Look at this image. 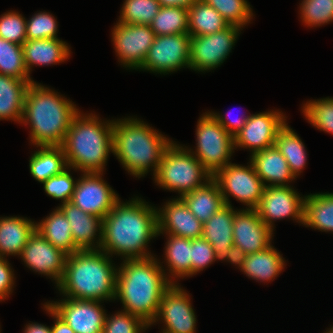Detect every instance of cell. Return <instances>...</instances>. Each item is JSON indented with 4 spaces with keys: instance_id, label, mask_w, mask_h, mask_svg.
I'll list each match as a JSON object with an SVG mask.
<instances>
[{
    "instance_id": "cell-13",
    "label": "cell",
    "mask_w": 333,
    "mask_h": 333,
    "mask_svg": "<svg viewBox=\"0 0 333 333\" xmlns=\"http://www.w3.org/2000/svg\"><path fill=\"white\" fill-rule=\"evenodd\" d=\"M304 200L290 184L289 186H265L259 204L255 208L261 220L272 230L274 222L292 218L304 224Z\"/></svg>"
},
{
    "instance_id": "cell-14",
    "label": "cell",
    "mask_w": 333,
    "mask_h": 333,
    "mask_svg": "<svg viewBox=\"0 0 333 333\" xmlns=\"http://www.w3.org/2000/svg\"><path fill=\"white\" fill-rule=\"evenodd\" d=\"M196 320L190 295L177 282L163 293L157 316L151 325L158 321L164 323L160 333H196Z\"/></svg>"
},
{
    "instance_id": "cell-17",
    "label": "cell",
    "mask_w": 333,
    "mask_h": 333,
    "mask_svg": "<svg viewBox=\"0 0 333 333\" xmlns=\"http://www.w3.org/2000/svg\"><path fill=\"white\" fill-rule=\"evenodd\" d=\"M286 118L279 110L250 114L244 127L234 137L235 150L237 147L246 148L252 155L274 146L277 132L286 123Z\"/></svg>"
},
{
    "instance_id": "cell-18",
    "label": "cell",
    "mask_w": 333,
    "mask_h": 333,
    "mask_svg": "<svg viewBox=\"0 0 333 333\" xmlns=\"http://www.w3.org/2000/svg\"><path fill=\"white\" fill-rule=\"evenodd\" d=\"M19 256L30 270L48 276L56 285L63 277L67 254L48 242L36 229Z\"/></svg>"
},
{
    "instance_id": "cell-32",
    "label": "cell",
    "mask_w": 333,
    "mask_h": 333,
    "mask_svg": "<svg viewBox=\"0 0 333 333\" xmlns=\"http://www.w3.org/2000/svg\"><path fill=\"white\" fill-rule=\"evenodd\" d=\"M303 226L322 232H333V193L305 196Z\"/></svg>"
},
{
    "instance_id": "cell-10",
    "label": "cell",
    "mask_w": 333,
    "mask_h": 333,
    "mask_svg": "<svg viewBox=\"0 0 333 333\" xmlns=\"http://www.w3.org/2000/svg\"><path fill=\"white\" fill-rule=\"evenodd\" d=\"M242 28L229 25L219 32L190 38L189 69L206 72L218 68L232 51Z\"/></svg>"
},
{
    "instance_id": "cell-20",
    "label": "cell",
    "mask_w": 333,
    "mask_h": 333,
    "mask_svg": "<svg viewBox=\"0 0 333 333\" xmlns=\"http://www.w3.org/2000/svg\"><path fill=\"white\" fill-rule=\"evenodd\" d=\"M158 235L171 234L187 239L202 237L203 223L189 210L181 197L170 199L157 208Z\"/></svg>"
},
{
    "instance_id": "cell-26",
    "label": "cell",
    "mask_w": 333,
    "mask_h": 333,
    "mask_svg": "<svg viewBox=\"0 0 333 333\" xmlns=\"http://www.w3.org/2000/svg\"><path fill=\"white\" fill-rule=\"evenodd\" d=\"M32 82L0 74V120L21 123L26 92Z\"/></svg>"
},
{
    "instance_id": "cell-29",
    "label": "cell",
    "mask_w": 333,
    "mask_h": 333,
    "mask_svg": "<svg viewBox=\"0 0 333 333\" xmlns=\"http://www.w3.org/2000/svg\"><path fill=\"white\" fill-rule=\"evenodd\" d=\"M166 235L168 240L165 246L164 260L168 266L167 269L161 267L166 278L172 284H176L178 278L191 277V239L171 234ZM165 270L169 272L166 273ZM173 278H177V280L174 281Z\"/></svg>"
},
{
    "instance_id": "cell-45",
    "label": "cell",
    "mask_w": 333,
    "mask_h": 333,
    "mask_svg": "<svg viewBox=\"0 0 333 333\" xmlns=\"http://www.w3.org/2000/svg\"><path fill=\"white\" fill-rule=\"evenodd\" d=\"M213 246L204 238L191 240V277L216 261Z\"/></svg>"
},
{
    "instance_id": "cell-51",
    "label": "cell",
    "mask_w": 333,
    "mask_h": 333,
    "mask_svg": "<svg viewBox=\"0 0 333 333\" xmlns=\"http://www.w3.org/2000/svg\"><path fill=\"white\" fill-rule=\"evenodd\" d=\"M24 333H51V327L32 322L26 324Z\"/></svg>"
},
{
    "instance_id": "cell-41",
    "label": "cell",
    "mask_w": 333,
    "mask_h": 333,
    "mask_svg": "<svg viewBox=\"0 0 333 333\" xmlns=\"http://www.w3.org/2000/svg\"><path fill=\"white\" fill-rule=\"evenodd\" d=\"M149 327L141 318L118 311L111 316L106 314L102 333H142Z\"/></svg>"
},
{
    "instance_id": "cell-46",
    "label": "cell",
    "mask_w": 333,
    "mask_h": 333,
    "mask_svg": "<svg viewBox=\"0 0 333 333\" xmlns=\"http://www.w3.org/2000/svg\"><path fill=\"white\" fill-rule=\"evenodd\" d=\"M6 258L0 257V302L13 292L15 274Z\"/></svg>"
},
{
    "instance_id": "cell-42",
    "label": "cell",
    "mask_w": 333,
    "mask_h": 333,
    "mask_svg": "<svg viewBox=\"0 0 333 333\" xmlns=\"http://www.w3.org/2000/svg\"><path fill=\"white\" fill-rule=\"evenodd\" d=\"M0 38L22 45L26 40V18L16 11H7L0 16Z\"/></svg>"
},
{
    "instance_id": "cell-4",
    "label": "cell",
    "mask_w": 333,
    "mask_h": 333,
    "mask_svg": "<svg viewBox=\"0 0 333 333\" xmlns=\"http://www.w3.org/2000/svg\"><path fill=\"white\" fill-rule=\"evenodd\" d=\"M106 252L79 250L67 255L63 277L56 285L72 299L115 301L117 266Z\"/></svg>"
},
{
    "instance_id": "cell-8",
    "label": "cell",
    "mask_w": 333,
    "mask_h": 333,
    "mask_svg": "<svg viewBox=\"0 0 333 333\" xmlns=\"http://www.w3.org/2000/svg\"><path fill=\"white\" fill-rule=\"evenodd\" d=\"M195 132V151L191 148L189 150L212 175L231 163V156L235 152L234 137L217 122L210 111L199 117Z\"/></svg>"
},
{
    "instance_id": "cell-47",
    "label": "cell",
    "mask_w": 333,
    "mask_h": 333,
    "mask_svg": "<svg viewBox=\"0 0 333 333\" xmlns=\"http://www.w3.org/2000/svg\"><path fill=\"white\" fill-rule=\"evenodd\" d=\"M217 122L232 136L235 137L236 134L244 127L250 115L244 116L242 114L239 118L232 120L229 116L231 111L227 112L226 115H222L217 112H210Z\"/></svg>"
},
{
    "instance_id": "cell-16",
    "label": "cell",
    "mask_w": 333,
    "mask_h": 333,
    "mask_svg": "<svg viewBox=\"0 0 333 333\" xmlns=\"http://www.w3.org/2000/svg\"><path fill=\"white\" fill-rule=\"evenodd\" d=\"M103 173H83L77 179L71 203L83 211L104 218L120 199L102 179Z\"/></svg>"
},
{
    "instance_id": "cell-36",
    "label": "cell",
    "mask_w": 333,
    "mask_h": 333,
    "mask_svg": "<svg viewBox=\"0 0 333 333\" xmlns=\"http://www.w3.org/2000/svg\"><path fill=\"white\" fill-rule=\"evenodd\" d=\"M0 74L22 80H32L25 66L22 45L0 38Z\"/></svg>"
},
{
    "instance_id": "cell-3",
    "label": "cell",
    "mask_w": 333,
    "mask_h": 333,
    "mask_svg": "<svg viewBox=\"0 0 333 333\" xmlns=\"http://www.w3.org/2000/svg\"><path fill=\"white\" fill-rule=\"evenodd\" d=\"M79 111L72 100L34 81L26 92L21 124L29 125L31 144L37 148L62 146Z\"/></svg>"
},
{
    "instance_id": "cell-33",
    "label": "cell",
    "mask_w": 333,
    "mask_h": 333,
    "mask_svg": "<svg viewBox=\"0 0 333 333\" xmlns=\"http://www.w3.org/2000/svg\"><path fill=\"white\" fill-rule=\"evenodd\" d=\"M229 25L215 8L203 0H197L188 9V34L191 37L213 34Z\"/></svg>"
},
{
    "instance_id": "cell-50",
    "label": "cell",
    "mask_w": 333,
    "mask_h": 333,
    "mask_svg": "<svg viewBox=\"0 0 333 333\" xmlns=\"http://www.w3.org/2000/svg\"><path fill=\"white\" fill-rule=\"evenodd\" d=\"M197 0H158L160 7H182L189 9Z\"/></svg>"
},
{
    "instance_id": "cell-22",
    "label": "cell",
    "mask_w": 333,
    "mask_h": 333,
    "mask_svg": "<svg viewBox=\"0 0 333 333\" xmlns=\"http://www.w3.org/2000/svg\"><path fill=\"white\" fill-rule=\"evenodd\" d=\"M249 160L265 186H289L296 179L275 145L253 153Z\"/></svg>"
},
{
    "instance_id": "cell-31",
    "label": "cell",
    "mask_w": 333,
    "mask_h": 333,
    "mask_svg": "<svg viewBox=\"0 0 333 333\" xmlns=\"http://www.w3.org/2000/svg\"><path fill=\"white\" fill-rule=\"evenodd\" d=\"M67 167L62 146H39L29 159L30 174L41 184Z\"/></svg>"
},
{
    "instance_id": "cell-21",
    "label": "cell",
    "mask_w": 333,
    "mask_h": 333,
    "mask_svg": "<svg viewBox=\"0 0 333 333\" xmlns=\"http://www.w3.org/2000/svg\"><path fill=\"white\" fill-rule=\"evenodd\" d=\"M58 207L70 223L75 246L79 250L100 249L103 219L83 211L70 201Z\"/></svg>"
},
{
    "instance_id": "cell-34",
    "label": "cell",
    "mask_w": 333,
    "mask_h": 333,
    "mask_svg": "<svg viewBox=\"0 0 333 333\" xmlns=\"http://www.w3.org/2000/svg\"><path fill=\"white\" fill-rule=\"evenodd\" d=\"M275 146L286 159L291 173L297 178L306 166L305 145L286 122L277 132Z\"/></svg>"
},
{
    "instance_id": "cell-35",
    "label": "cell",
    "mask_w": 333,
    "mask_h": 333,
    "mask_svg": "<svg viewBox=\"0 0 333 333\" xmlns=\"http://www.w3.org/2000/svg\"><path fill=\"white\" fill-rule=\"evenodd\" d=\"M150 27L156 36L188 33V9L160 7Z\"/></svg>"
},
{
    "instance_id": "cell-44",
    "label": "cell",
    "mask_w": 333,
    "mask_h": 333,
    "mask_svg": "<svg viewBox=\"0 0 333 333\" xmlns=\"http://www.w3.org/2000/svg\"><path fill=\"white\" fill-rule=\"evenodd\" d=\"M70 169L71 168L68 166L61 173L52 176L42 183L47 196L61 200V204L71 201L77 181L73 179Z\"/></svg>"
},
{
    "instance_id": "cell-27",
    "label": "cell",
    "mask_w": 333,
    "mask_h": 333,
    "mask_svg": "<svg viewBox=\"0 0 333 333\" xmlns=\"http://www.w3.org/2000/svg\"><path fill=\"white\" fill-rule=\"evenodd\" d=\"M285 265V259L271 244L263 251L247 255L240 270L248 278L265 283L273 281Z\"/></svg>"
},
{
    "instance_id": "cell-48",
    "label": "cell",
    "mask_w": 333,
    "mask_h": 333,
    "mask_svg": "<svg viewBox=\"0 0 333 333\" xmlns=\"http://www.w3.org/2000/svg\"><path fill=\"white\" fill-rule=\"evenodd\" d=\"M43 306L49 316L51 315V317L55 320L53 326L51 327V333H75L74 330L62 319H60L45 303Z\"/></svg>"
},
{
    "instance_id": "cell-43",
    "label": "cell",
    "mask_w": 333,
    "mask_h": 333,
    "mask_svg": "<svg viewBox=\"0 0 333 333\" xmlns=\"http://www.w3.org/2000/svg\"><path fill=\"white\" fill-rule=\"evenodd\" d=\"M50 12L39 11L29 20L26 19L27 40L58 38V24Z\"/></svg>"
},
{
    "instance_id": "cell-25",
    "label": "cell",
    "mask_w": 333,
    "mask_h": 333,
    "mask_svg": "<svg viewBox=\"0 0 333 333\" xmlns=\"http://www.w3.org/2000/svg\"><path fill=\"white\" fill-rule=\"evenodd\" d=\"M35 229L36 222L26 217H0V257H19Z\"/></svg>"
},
{
    "instance_id": "cell-23",
    "label": "cell",
    "mask_w": 333,
    "mask_h": 333,
    "mask_svg": "<svg viewBox=\"0 0 333 333\" xmlns=\"http://www.w3.org/2000/svg\"><path fill=\"white\" fill-rule=\"evenodd\" d=\"M236 211L232 205H225L203 223L202 238L213 246L216 261H226L228 249L234 245L233 221Z\"/></svg>"
},
{
    "instance_id": "cell-1",
    "label": "cell",
    "mask_w": 333,
    "mask_h": 333,
    "mask_svg": "<svg viewBox=\"0 0 333 333\" xmlns=\"http://www.w3.org/2000/svg\"><path fill=\"white\" fill-rule=\"evenodd\" d=\"M157 236L156 206L137 196L128 202L119 199L103 218L100 250L122 260L147 258L153 255L147 244Z\"/></svg>"
},
{
    "instance_id": "cell-38",
    "label": "cell",
    "mask_w": 333,
    "mask_h": 333,
    "mask_svg": "<svg viewBox=\"0 0 333 333\" xmlns=\"http://www.w3.org/2000/svg\"><path fill=\"white\" fill-rule=\"evenodd\" d=\"M302 107V113L311 126L333 134V97L309 100Z\"/></svg>"
},
{
    "instance_id": "cell-39",
    "label": "cell",
    "mask_w": 333,
    "mask_h": 333,
    "mask_svg": "<svg viewBox=\"0 0 333 333\" xmlns=\"http://www.w3.org/2000/svg\"><path fill=\"white\" fill-rule=\"evenodd\" d=\"M215 8L230 24L244 28L253 19V10L247 0H203Z\"/></svg>"
},
{
    "instance_id": "cell-9",
    "label": "cell",
    "mask_w": 333,
    "mask_h": 333,
    "mask_svg": "<svg viewBox=\"0 0 333 333\" xmlns=\"http://www.w3.org/2000/svg\"><path fill=\"white\" fill-rule=\"evenodd\" d=\"M248 166L229 163L219 169L213 179L218 183L225 205H230L229 197L246 205V209H255L263 195L265 185L255 172L251 161Z\"/></svg>"
},
{
    "instance_id": "cell-6",
    "label": "cell",
    "mask_w": 333,
    "mask_h": 333,
    "mask_svg": "<svg viewBox=\"0 0 333 333\" xmlns=\"http://www.w3.org/2000/svg\"><path fill=\"white\" fill-rule=\"evenodd\" d=\"M113 120L81 111L73 118L62 148L66 163L82 173H103L113 152ZM111 152V153H110Z\"/></svg>"
},
{
    "instance_id": "cell-30",
    "label": "cell",
    "mask_w": 333,
    "mask_h": 333,
    "mask_svg": "<svg viewBox=\"0 0 333 333\" xmlns=\"http://www.w3.org/2000/svg\"><path fill=\"white\" fill-rule=\"evenodd\" d=\"M36 230L67 255L79 251L72 237L70 223L59 207H56L45 219L36 222Z\"/></svg>"
},
{
    "instance_id": "cell-49",
    "label": "cell",
    "mask_w": 333,
    "mask_h": 333,
    "mask_svg": "<svg viewBox=\"0 0 333 333\" xmlns=\"http://www.w3.org/2000/svg\"><path fill=\"white\" fill-rule=\"evenodd\" d=\"M247 254L240 248L235 245L228 249L227 260L231 264L237 265L239 269L242 268L244 261L246 260Z\"/></svg>"
},
{
    "instance_id": "cell-12",
    "label": "cell",
    "mask_w": 333,
    "mask_h": 333,
    "mask_svg": "<svg viewBox=\"0 0 333 333\" xmlns=\"http://www.w3.org/2000/svg\"><path fill=\"white\" fill-rule=\"evenodd\" d=\"M112 32V42L123 67L138 70L155 40L150 25L117 22Z\"/></svg>"
},
{
    "instance_id": "cell-19",
    "label": "cell",
    "mask_w": 333,
    "mask_h": 333,
    "mask_svg": "<svg viewBox=\"0 0 333 333\" xmlns=\"http://www.w3.org/2000/svg\"><path fill=\"white\" fill-rule=\"evenodd\" d=\"M273 230L260 218L255 209L236 211L233 221V243L247 255L260 252L269 247Z\"/></svg>"
},
{
    "instance_id": "cell-28",
    "label": "cell",
    "mask_w": 333,
    "mask_h": 333,
    "mask_svg": "<svg viewBox=\"0 0 333 333\" xmlns=\"http://www.w3.org/2000/svg\"><path fill=\"white\" fill-rule=\"evenodd\" d=\"M181 198L193 215L202 223L207 222L225 206L220 187L213 178L202 187L184 194Z\"/></svg>"
},
{
    "instance_id": "cell-5",
    "label": "cell",
    "mask_w": 333,
    "mask_h": 333,
    "mask_svg": "<svg viewBox=\"0 0 333 333\" xmlns=\"http://www.w3.org/2000/svg\"><path fill=\"white\" fill-rule=\"evenodd\" d=\"M172 141L139 118L113 119L112 153L138 179L149 171L156 174L163 152Z\"/></svg>"
},
{
    "instance_id": "cell-37",
    "label": "cell",
    "mask_w": 333,
    "mask_h": 333,
    "mask_svg": "<svg viewBox=\"0 0 333 333\" xmlns=\"http://www.w3.org/2000/svg\"><path fill=\"white\" fill-rule=\"evenodd\" d=\"M118 22L124 24L150 25L157 15L158 0H124Z\"/></svg>"
},
{
    "instance_id": "cell-7",
    "label": "cell",
    "mask_w": 333,
    "mask_h": 333,
    "mask_svg": "<svg viewBox=\"0 0 333 333\" xmlns=\"http://www.w3.org/2000/svg\"><path fill=\"white\" fill-rule=\"evenodd\" d=\"M212 177L188 147L172 141L164 150L153 179L160 188L178 192L182 197L202 187Z\"/></svg>"
},
{
    "instance_id": "cell-40",
    "label": "cell",
    "mask_w": 333,
    "mask_h": 333,
    "mask_svg": "<svg viewBox=\"0 0 333 333\" xmlns=\"http://www.w3.org/2000/svg\"><path fill=\"white\" fill-rule=\"evenodd\" d=\"M300 18L307 27H317L333 21V0H302Z\"/></svg>"
},
{
    "instance_id": "cell-15",
    "label": "cell",
    "mask_w": 333,
    "mask_h": 333,
    "mask_svg": "<svg viewBox=\"0 0 333 333\" xmlns=\"http://www.w3.org/2000/svg\"><path fill=\"white\" fill-rule=\"evenodd\" d=\"M101 303L102 301L65 297L59 301H47L45 304L75 333H102L106 310Z\"/></svg>"
},
{
    "instance_id": "cell-52",
    "label": "cell",
    "mask_w": 333,
    "mask_h": 333,
    "mask_svg": "<svg viewBox=\"0 0 333 333\" xmlns=\"http://www.w3.org/2000/svg\"><path fill=\"white\" fill-rule=\"evenodd\" d=\"M327 332H324V333H333V326L329 329L328 328V330H326Z\"/></svg>"
},
{
    "instance_id": "cell-2",
    "label": "cell",
    "mask_w": 333,
    "mask_h": 333,
    "mask_svg": "<svg viewBox=\"0 0 333 333\" xmlns=\"http://www.w3.org/2000/svg\"><path fill=\"white\" fill-rule=\"evenodd\" d=\"M159 261L152 255L123 260L117 267L115 300L121 301L122 311L149 326L157 316L163 293L172 285Z\"/></svg>"
},
{
    "instance_id": "cell-11",
    "label": "cell",
    "mask_w": 333,
    "mask_h": 333,
    "mask_svg": "<svg viewBox=\"0 0 333 333\" xmlns=\"http://www.w3.org/2000/svg\"><path fill=\"white\" fill-rule=\"evenodd\" d=\"M190 38L188 33L156 36L139 71L165 75L189 68Z\"/></svg>"
},
{
    "instance_id": "cell-24",
    "label": "cell",
    "mask_w": 333,
    "mask_h": 333,
    "mask_svg": "<svg viewBox=\"0 0 333 333\" xmlns=\"http://www.w3.org/2000/svg\"><path fill=\"white\" fill-rule=\"evenodd\" d=\"M22 49L29 75L33 65H56L66 61L71 55L68 43L59 38L26 40Z\"/></svg>"
}]
</instances>
